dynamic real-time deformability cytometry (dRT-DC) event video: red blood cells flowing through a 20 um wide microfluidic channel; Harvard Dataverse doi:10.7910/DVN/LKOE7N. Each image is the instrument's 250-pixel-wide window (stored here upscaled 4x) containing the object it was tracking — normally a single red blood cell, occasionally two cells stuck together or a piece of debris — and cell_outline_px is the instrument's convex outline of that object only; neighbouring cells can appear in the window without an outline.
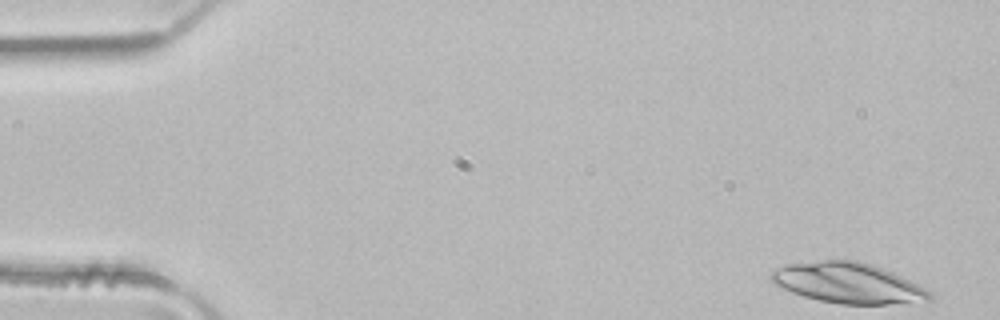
{"species": "common noctule bat (a hibernating species)", "species_latin": "Nyctalus noctula", "temperature_condition": "room temperature", "stored_images_in_passage": 4, "camera_frame_rate_fps": 3000, "um_per_image_px": 0.085, "animal": {"sex": "male", "body_mass_g": 21.5, "forearm_length_mm": 52.0}, "frame": {"image": 1, "passage_image": 1, "time_ms": 0.0, "image_size_px": [1000, 320], "cell_outline_px": [[932, 300], [884, 304], [840, 304], [820, 300], [804, 296], [792, 292], [772, 284], [768, 276], [776, 268], [788, 264], [824, 260], [856, 260], [872, 264], [892, 272], [932, 292]], "centroid_in_image_um": [72.04, 24.05], "position_along_channel_um": 13.0, "area_um2": 37.11}}